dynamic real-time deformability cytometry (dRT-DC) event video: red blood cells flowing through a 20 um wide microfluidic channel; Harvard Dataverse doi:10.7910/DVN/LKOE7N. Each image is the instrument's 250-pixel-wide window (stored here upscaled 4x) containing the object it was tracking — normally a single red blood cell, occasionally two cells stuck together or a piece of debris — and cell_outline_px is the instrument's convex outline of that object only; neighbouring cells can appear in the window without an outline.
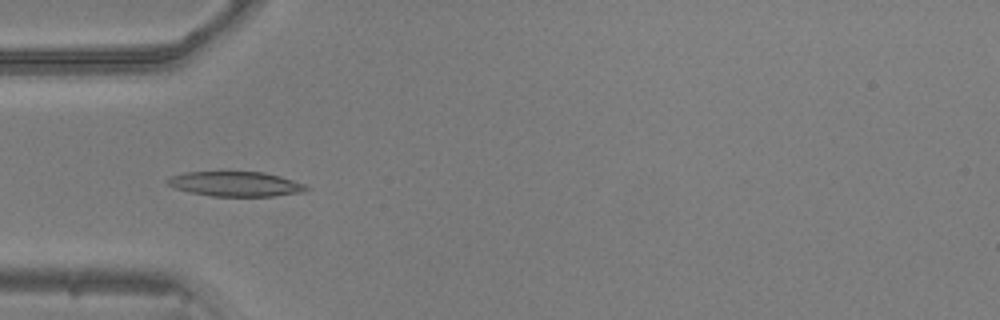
{"species": "common noctule bat (a hibernating species)", "species_latin": "Nyctalus noctula", "temperature_condition": "warm", "stored_images_in_passage": 52, "camera_frame_rate_fps": 3000, "um_per_image_px": 0.085, "animal": {"sex": "male", "body_mass_g": 20.5, "forearm_length_mm": 52.5}, "frame": {"image": 1, "passage_image": 16, "time_ms": 5.0, "image_size_px": [1000, 320], "cell_outline_px": [[312, 188], [304, 192], [276, 196], [212, 196], [188, 192], [176, 188], [168, 184], [164, 180], [172, 176], [184, 172], [264, 172], [280, 176], [304, 184]], "centroid_in_image_um": [20.05, 15.64], "position_along_channel_um": 65.0, "area_um2": 20.11}}
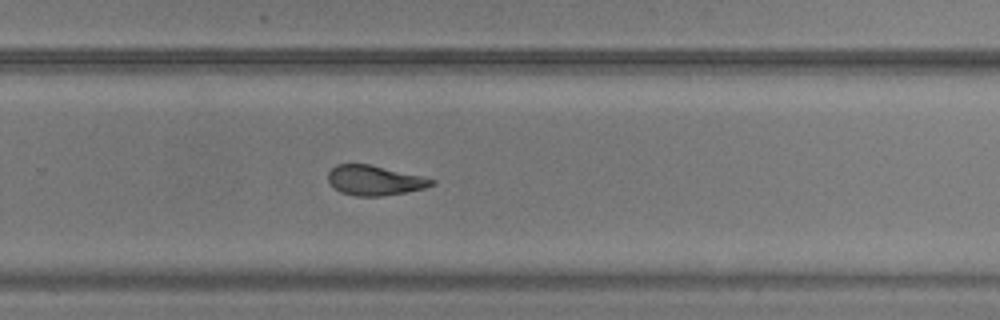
{"frame": {"image": 2, "passage_image": 34, "time_ms": 11.0, "image_size_px": [1000, 320], "cell_outline_px": [[436, 184], [424, 188], [384, 196], [356, 196], [340, 192], [328, 180], [328, 172], [336, 164], [368, 164], [420, 176], [436, 180]], "centroid_in_image_um": [31.83, 15.34], "position_along_channel_um": 298.0, "area_um2": 17.74}}
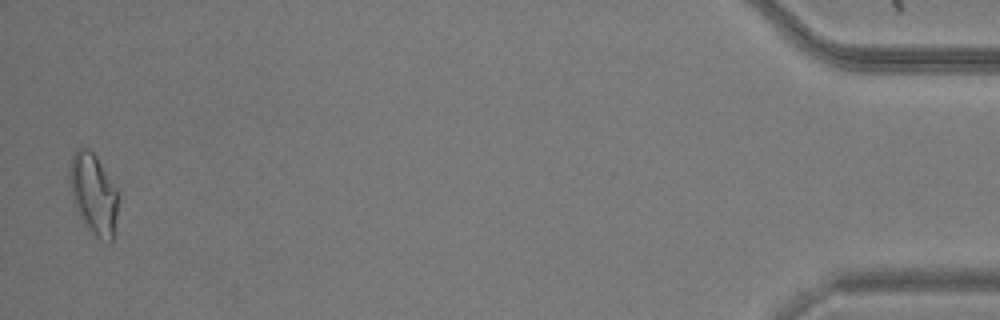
{"frame": {"image": 3, "passage_image": 51, "time_ms": 16.667, "image_size_px": [1000, 320], "cell_outline_px": [[120, 196], [112, 240], [108, 244], [100, 240], [84, 224], [76, 208], [72, 196], [68, 176], [68, 172], [72, 152], [76, 148], [88, 148], [96, 156], [120, 192]], "centroid_in_image_um": [7.96, 16.46], "position_along_channel_um": 427.2, "area_um2": 23.29}, "authors_computed_cell_mechanics": {"area_um2": 19.363, "velocity_mm_per_s": 3.8825, "shape_relaxation_time_tau1_ms": 5.054, "shape_relaxation_time_tau2_ms": 3.4452, "deformation_change_tau1": 0.1828, "deformation_change_tau2": 0.1182}}